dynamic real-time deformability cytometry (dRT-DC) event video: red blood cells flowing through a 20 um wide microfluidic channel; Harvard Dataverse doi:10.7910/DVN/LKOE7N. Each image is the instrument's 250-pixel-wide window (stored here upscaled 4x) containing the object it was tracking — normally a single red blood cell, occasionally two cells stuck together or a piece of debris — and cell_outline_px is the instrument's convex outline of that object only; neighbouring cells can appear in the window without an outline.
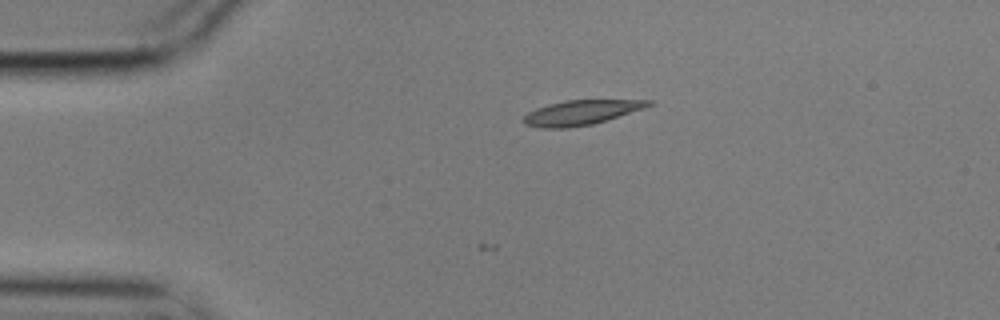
{"species": "common noctule bat (a hibernating species)", "species_latin": "Nyctalus noctula", "temperature_condition": "cold", "stored_images_in_passage": 23, "camera_frame_rate_fps": 3000, "um_per_image_px": 0.085, "animal": {"sex": "male", "body_mass_g": 17.9}, "frame": {"image": 1, "passage_image": 1, "time_ms": 0.0, "image_size_px": [1000, 320], "cell_outline_px": [[656, 104], [608, 120], [592, 124], [568, 128], [540, 128], [524, 124], [524, 116], [528, 112], [536, 108], [548, 104], [564, 100], [652, 100]], "centroid_in_image_um": [49.41, 9.56], "position_along_channel_um": 35.6, "area_um2": 18.09}}
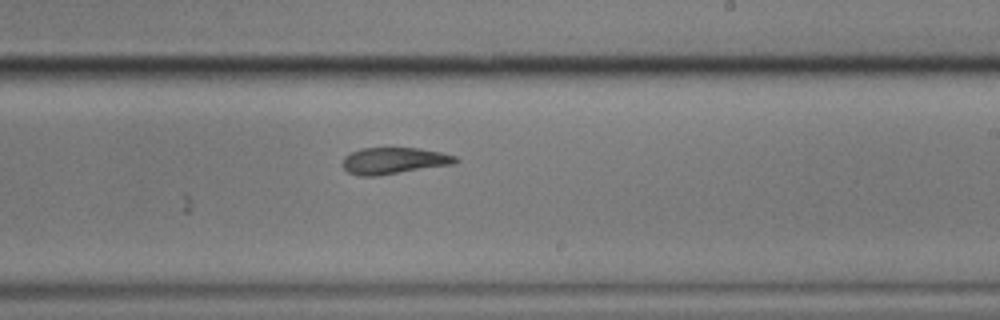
{"frame": {"image": 2, "passage_image": 23, "time_ms": 7.333, "image_size_px": [1000, 320], "cell_outline_px": [[460, 160], [456, 164], [380, 176], [360, 176], [348, 172], [344, 168], [344, 156], [360, 148], [420, 148], [440, 152], [456, 156]], "centroid_in_image_um": [33.53, 13.67], "position_along_channel_um": 255.5, "area_um2": 17.69}}